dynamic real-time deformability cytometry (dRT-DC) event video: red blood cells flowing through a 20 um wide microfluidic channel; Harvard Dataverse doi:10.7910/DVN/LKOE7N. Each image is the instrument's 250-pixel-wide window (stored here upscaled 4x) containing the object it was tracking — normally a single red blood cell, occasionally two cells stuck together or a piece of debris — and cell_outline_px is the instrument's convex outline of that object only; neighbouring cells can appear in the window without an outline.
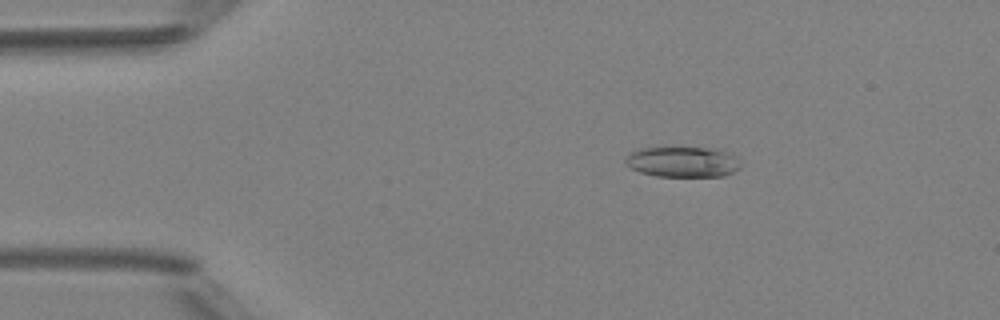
{"species": "Egyptian fruit bat (a non-hibernating species)", "species_latin": "Rousettus aegyptiacus", "temperature_condition": "room temperature", "stored_images_in_passage": 4, "camera_frame_rate_fps": 3000, "um_per_image_px": 0.085, "animal": {"sex": "female"}, "frame": {"image": 1, "passage_image": 3, "time_ms": 2.333, "image_size_px": [1000, 320], "cell_outline_px": [[740, 168], [724, 176], [656, 176], [640, 172], [624, 164], [624, 160], [636, 148], [720, 148], [736, 156], [740, 164]], "centroid_in_image_um": [58.04, 13.75], "position_along_channel_um": 27.0, "area_um2": 20.52}}